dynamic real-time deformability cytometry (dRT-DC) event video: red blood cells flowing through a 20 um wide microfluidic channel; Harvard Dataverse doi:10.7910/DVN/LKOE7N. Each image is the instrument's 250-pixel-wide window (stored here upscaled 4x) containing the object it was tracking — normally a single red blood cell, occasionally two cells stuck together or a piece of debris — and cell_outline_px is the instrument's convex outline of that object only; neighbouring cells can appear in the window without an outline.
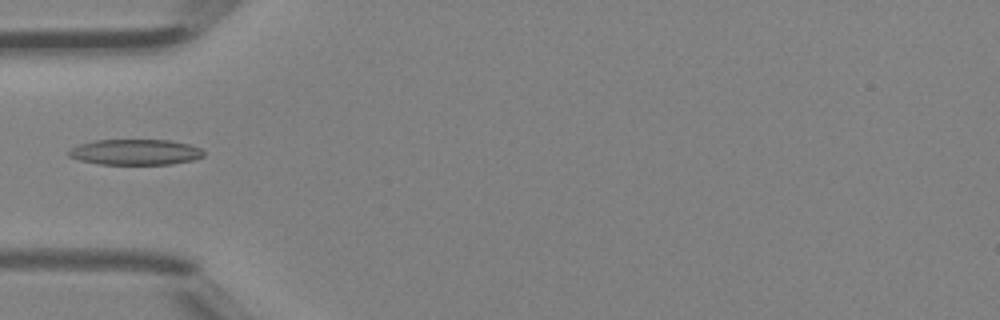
{"species": "Egyptian fruit bat (a non-hibernating species)", "species_latin": "Rousettus aegyptiacus", "temperature_condition": "room temperature", "stored_images_in_passage": 6, "camera_frame_rate_fps": 3000, "um_per_image_px": 0.085, "animal": {"sex": "female"}, "frame": {"image": 1, "passage_image": 5, "time_ms": 1.333, "image_size_px": [1000, 320], "cell_outline_px": [[204, 156], [192, 160], [172, 164], [100, 164], [80, 160], [68, 156], [68, 148], [80, 144], [96, 140], [168, 140], [188, 144], [200, 148], [204, 152]], "centroid_in_image_um": [11.48, 12.93], "position_along_channel_um": 73.5, "area_um2": 20.11}}
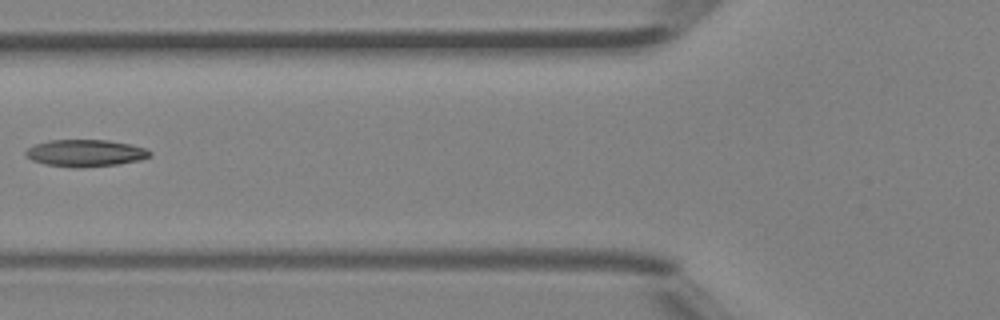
{"frame": {"image": 2, "passage_image": 6, "time_ms": 1.667, "image_size_px": [1000, 320], "cell_outline_px": [[152, 156], [140, 160], [116, 164], [80, 168], [72, 168], [44, 164], [32, 160], [24, 152], [28, 148], [36, 144], [48, 140], [108, 140], [132, 144], [148, 148], [152, 152]], "centroid_in_image_um": [7.3, 13.01], "position_along_channel_um": 118.5, "area_um2": 19.71}}